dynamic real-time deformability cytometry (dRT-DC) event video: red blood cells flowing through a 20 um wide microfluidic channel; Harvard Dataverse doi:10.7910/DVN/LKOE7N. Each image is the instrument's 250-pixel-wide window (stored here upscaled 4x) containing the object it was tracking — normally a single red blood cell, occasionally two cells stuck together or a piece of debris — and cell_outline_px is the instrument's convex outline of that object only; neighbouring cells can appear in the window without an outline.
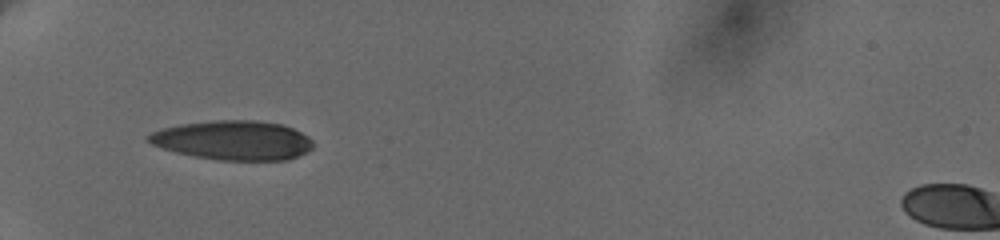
{"species": "human", "species_latin": "Homo sapiens", "temperature_condition": "cold", "stored_images_in_passage": 18, "camera_frame_rate_fps": 3000, "um_per_image_px": 0.085, "donor": {"sex": "female"}, "frame": {"image": 1, "passage_image": 1, "time_ms": 0.0, "image_size_px": [1000, 240], "cell_outline_px": [[312, 148], [308, 152], [288, 160], [220, 160], [196, 156], [176, 152], [152, 144], [144, 140], [144, 136], [152, 132], [164, 128], [180, 124], [216, 120], [252, 120], [280, 124], [292, 128], [308, 136], [312, 140]], "centroid_in_image_um": [19.81, 11.92], "position_along_channel_um": 65.2, "area_um2": 37.63}}
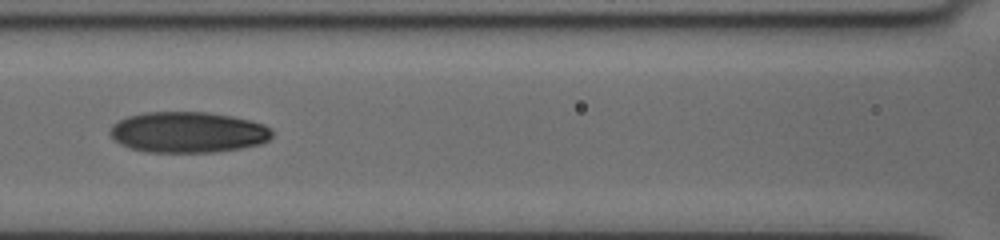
{"frame": {"image": 2, "passage_image": 13, "time_ms": 2.667, "image_size_px": [1000, 240], "cell_outline_px": [[272, 136], [268, 140], [260, 144], [240, 148], [216, 152], [148, 152], [128, 148], [120, 144], [108, 132], [112, 124], [128, 116], [144, 112], [208, 112], [232, 116], [264, 124], [272, 132]], "centroid_in_image_um": [15.95, 11.24], "position_along_channel_um": 150.7, "area_um2": 38.61}}
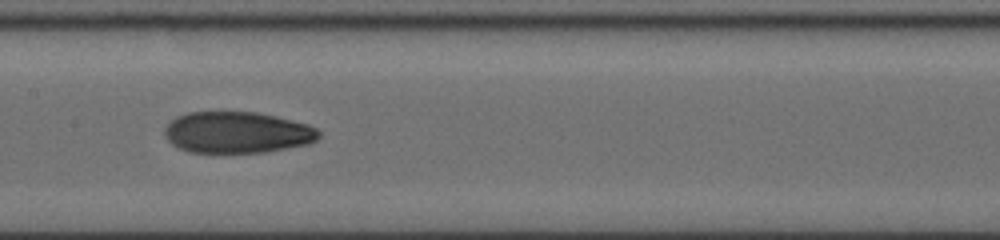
{"frame": {"image": 3, "passage_image": 17, "time_ms": 3.667, "image_size_px": [1000, 240], "cell_outline_px": [[320, 136], [316, 140], [308, 144], [264, 152], [188, 152], [172, 144], [168, 140], [164, 132], [164, 128], [176, 116], [188, 112], [256, 112], [276, 116], [308, 124], [316, 128], [320, 132]], "centroid_in_image_um": [20.16, 11.25], "position_along_channel_um": 187.2, "area_um2": 37.11}}